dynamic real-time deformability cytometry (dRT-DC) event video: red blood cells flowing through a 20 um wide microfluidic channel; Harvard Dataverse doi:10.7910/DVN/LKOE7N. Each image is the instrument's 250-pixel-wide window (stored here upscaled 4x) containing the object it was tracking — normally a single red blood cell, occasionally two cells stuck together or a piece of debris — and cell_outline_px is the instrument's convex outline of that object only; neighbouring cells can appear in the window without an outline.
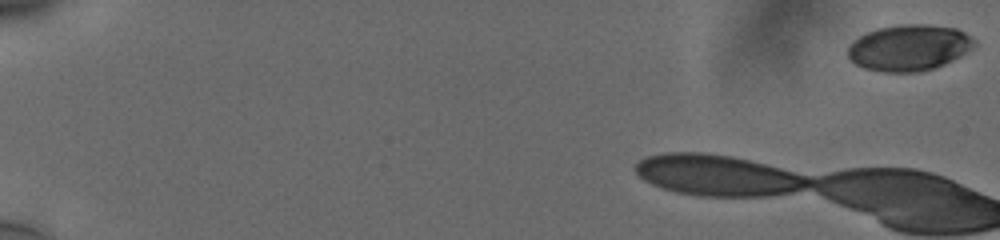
{"species": "human", "species_latin": "Homo sapiens", "temperature_condition": "cold", "stored_images_in_passage": 6, "camera_frame_rate_fps": 3000, "um_per_image_px": 0.085, "donor": {"sex": "male"}, "frame": {"image": 1, "passage_image": 1, "time_ms": 0.0, "image_size_px": [1000, 240], "cell_outline_px": [[976, 44], [968, 52], [936, 68], [920, 72], [884, 72], [864, 68], [856, 64], [848, 56], [848, 48], [860, 36], [876, 28], [900, 24], [928, 24], [956, 28], [972, 36], [976, 40]], "centroid_in_image_um": [77.32, 4.05], "position_along_channel_um": 7.7, "area_um2": 34.1}}